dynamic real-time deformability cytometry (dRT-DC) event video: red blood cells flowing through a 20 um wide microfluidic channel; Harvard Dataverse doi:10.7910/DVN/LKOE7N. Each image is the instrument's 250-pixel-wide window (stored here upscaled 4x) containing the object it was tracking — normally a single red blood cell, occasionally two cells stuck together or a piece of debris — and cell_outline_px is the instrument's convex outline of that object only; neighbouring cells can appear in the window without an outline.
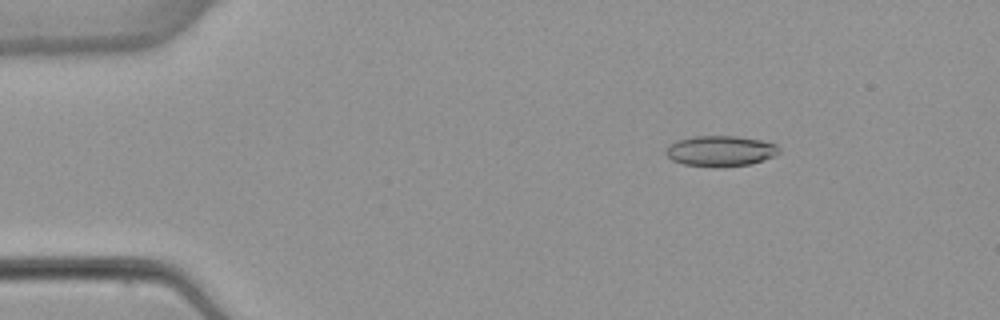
{"species": "common noctule bat (a hibernating species)", "species_latin": "Nyctalus noctula", "temperature_condition": "warm", "stored_images_in_passage": 53, "camera_frame_rate_fps": 3000, "um_per_image_px": 0.085, "animal": {"sex": "female", "body_mass_g": 22.7, "forearm_length_mm": 54.2}, "frame": {"image": 1, "passage_image": 8, "time_ms": 2.333, "image_size_px": [1000, 320], "cell_outline_px": [[780, 152], [776, 156], [752, 164], [716, 168], [712, 168], [684, 164], [672, 160], [664, 152], [668, 144], [676, 140], [696, 136], [736, 136], [760, 140], [776, 144], [780, 148]], "centroid_in_image_um": [61.24, 12.85], "position_along_channel_um": 23.8, "area_um2": 20.58}}
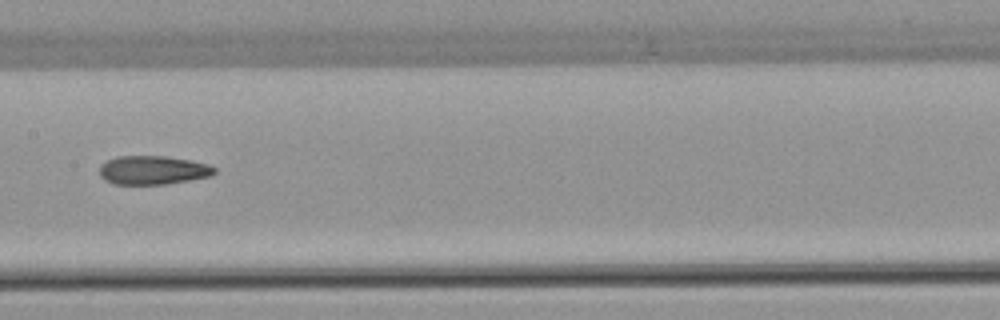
{"frame": {"image": 2, "passage_image": 27, "time_ms": 8.667, "image_size_px": [1000, 320], "cell_outline_px": [[216, 172], [212, 176], [168, 184], [112, 184], [104, 180], [100, 176], [100, 164], [116, 156], [164, 156], [192, 160], [208, 164], [216, 168]], "centroid_in_image_um": [13.01, 14.46], "position_along_channel_um": 194.4, "area_um2": 19.48}}
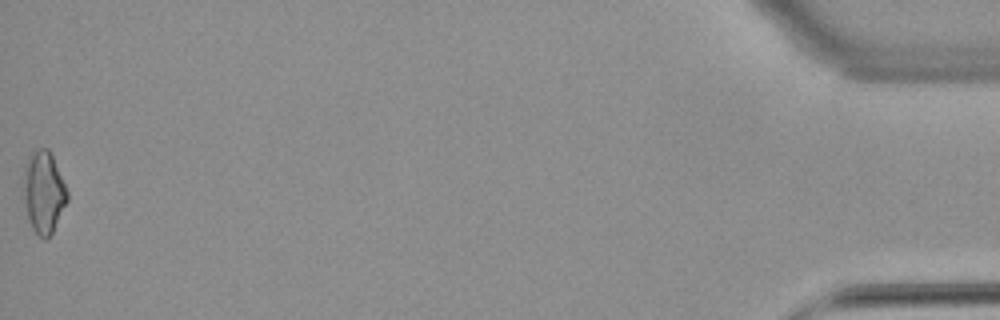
{"frame": {"image": 3, "passage_image": 53, "time_ms": 17.333, "image_size_px": [1000, 320], "cell_outline_px": [[68, 200], [52, 232], [44, 240], [32, 228], [28, 216], [20, 184], [24, 168], [28, 156], [32, 148], [48, 148], [52, 156], [68, 192]], "centroid_in_image_um": [3.66, 16.27], "position_along_channel_um": 431.5, "area_um2": 21.1}, "authors_computed_cell_mechanics": {"area_um2": 19.7098, "velocity_mm_per_s": 3.8903, "shape_relaxation_time_tau1_ms": null, "shape_relaxation_time_tau2_ms": 6.6937, "deformation_change_tau1": null, "deformation_change_tau2": 0.1818}}